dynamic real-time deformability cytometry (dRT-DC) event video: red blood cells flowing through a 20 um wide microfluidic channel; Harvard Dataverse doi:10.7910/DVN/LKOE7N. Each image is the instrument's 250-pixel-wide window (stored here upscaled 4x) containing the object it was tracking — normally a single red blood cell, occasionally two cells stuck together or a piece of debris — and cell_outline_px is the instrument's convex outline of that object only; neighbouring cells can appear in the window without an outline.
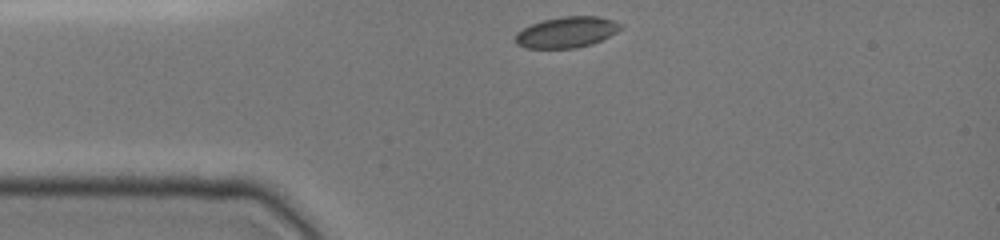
{"species": "common noctule bat (a hibernating species)", "species_latin": "Nyctalus noctula", "temperature_condition": "cold", "stored_images_in_passage": 31, "camera_frame_rate_fps": 3000, "um_per_image_px": 0.085, "animal": {"sex": "female", "body_mass_g": 19.0, "forearm_length_mm": 51.5}, "frame": {"image": 1, "passage_image": 1, "time_ms": 0.0, "image_size_px": [1000, 240], "cell_outline_px": [[624, 28], [592, 44], [576, 48], [524, 48], [516, 44], [516, 32], [532, 24], [544, 20], [560, 16], [600, 16], [624, 24]], "centroid_in_image_um": [48.19, 2.73], "position_along_channel_um": 36.8, "area_um2": 19.02}}
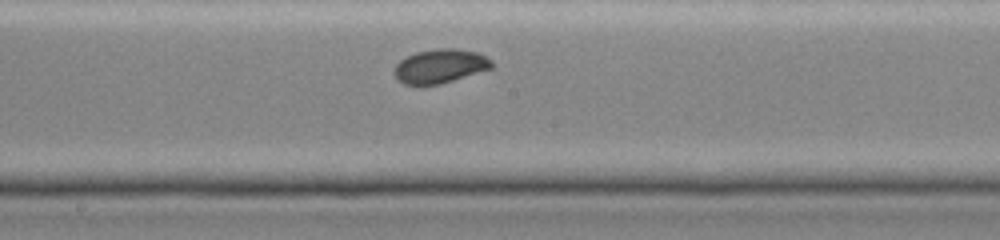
{"frame": {"image": 2, "passage_image": 16, "time_ms": 5.0, "image_size_px": [1000, 240], "cell_outline_px": [[492, 68], [440, 84], [404, 84], [396, 80], [392, 72], [396, 64], [400, 60], [416, 52], [440, 48], [456, 48], [476, 52], [492, 60]], "centroid_in_image_um": [37.37, 5.62], "position_along_channel_um": 210.8, "area_um2": 19.19}}
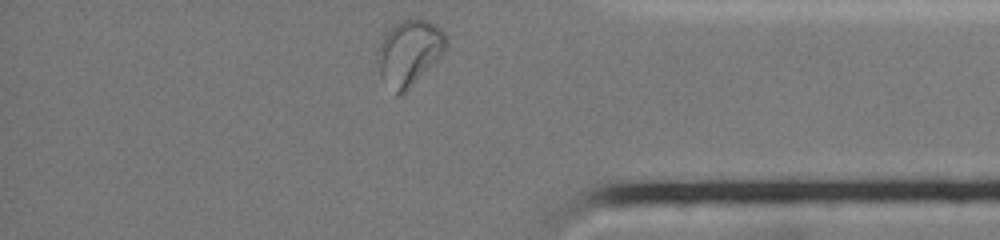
{"frame": {"image": 3, "passage_image": 31, "time_ms": 10.0, "image_size_px": [1000, 240], "cell_outline_px": [[448, 44], [444, 52], [400, 96], [396, 96], [380, 76], [376, 60], [376, 52], [388, 28], [392, 24], [400, 20], [428, 20], [436, 24], [448, 36]], "centroid_in_image_um": [34.76, 4.45], "position_along_channel_um": 400.4, "area_um2": 26.18}, "authors_computed_cell_mechanics": {"area_um2": 19.0162, "velocity_mm_per_s": 3.9417, "shape_relaxation_time_tau1_ms": 7.366, "shape_relaxation_time_tau2_ms": null, "deformation_change_tau1": 0.1295, "deformation_change_tau2": null}}